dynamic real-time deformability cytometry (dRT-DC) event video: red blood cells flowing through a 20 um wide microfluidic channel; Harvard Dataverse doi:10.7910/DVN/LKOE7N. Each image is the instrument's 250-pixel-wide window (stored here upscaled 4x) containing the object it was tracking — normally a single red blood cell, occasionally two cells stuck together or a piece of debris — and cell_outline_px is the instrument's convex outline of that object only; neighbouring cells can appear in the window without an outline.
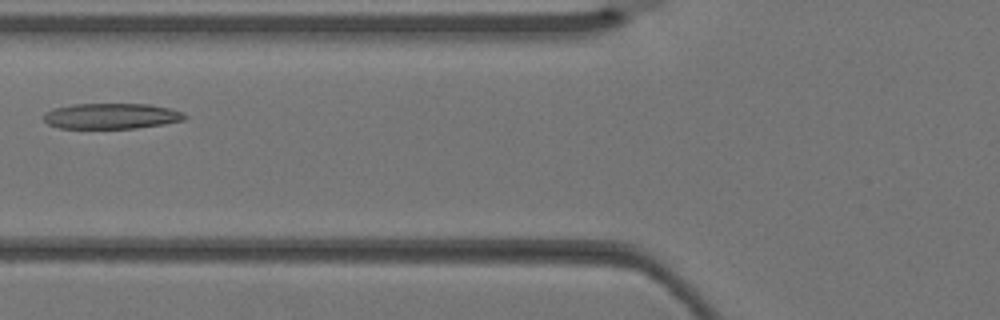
{"species": "Egyptian fruit bat (a non-hibernating species)", "species_latin": "Rousettus aegyptiacus", "temperature_condition": "warm", "stored_images_in_passage": 3, "camera_frame_rate_fps": 3000, "um_per_image_px": 0.085, "animal": {"sex": "female"}, "frame": {"image": 1, "passage_image": 3, "time_ms": 0.667, "image_size_px": [1000, 320], "cell_outline_px": [[188, 116], [184, 120], [164, 124], [136, 128], [60, 128], [48, 124], [44, 120], [44, 112], [52, 108], [72, 104], [148, 104], [168, 108], [184, 112]], "centroid_in_image_um": [9.46, 9.86], "position_along_channel_um": 116.3, "area_um2": 21.15}}